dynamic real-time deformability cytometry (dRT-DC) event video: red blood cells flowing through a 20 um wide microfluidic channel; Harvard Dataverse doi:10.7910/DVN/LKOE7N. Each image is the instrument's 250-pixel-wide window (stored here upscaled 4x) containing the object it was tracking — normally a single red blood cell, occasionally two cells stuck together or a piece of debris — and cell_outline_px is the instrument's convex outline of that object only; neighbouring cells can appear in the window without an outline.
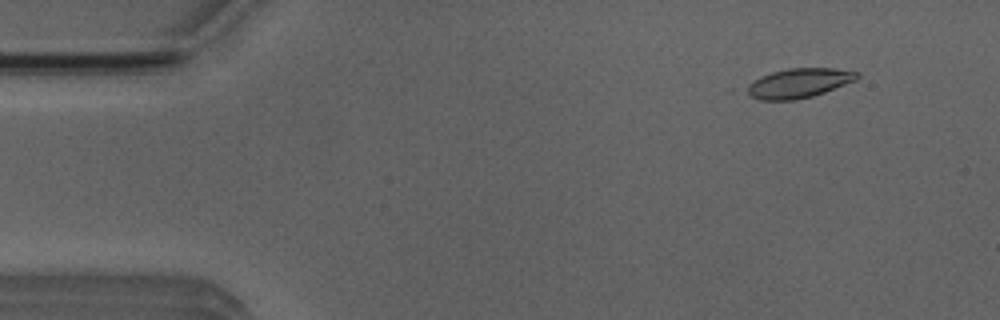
{"species": "Egyptian fruit bat (a non-hibernating species)", "species_latin": "Rousettus aegyptiacus", "temperature_condition": "room temperature", "stored_images_in_passage": 32, "camera_frame_rate_fps": 3000, "um_per_image_px": 0.085, "animal": {"sex": "male"}, "frame": {"image": 1, "passage_image": 5, "time_ms": 1.333, "image_size_px": [1000, 320], "cell_outline_px": [[860, 76], [856, 80], [824, 92], [812, 96], [796, 100], [760, 100], [752, 96], [740, 88], [760, 76], [772, 72], [788, 68], [832, 68], [860, 72]], "centroid_in_image_um": [67.85, 7.06], "position_along_channel_um": 17.2, "area_um2": 19.13}}
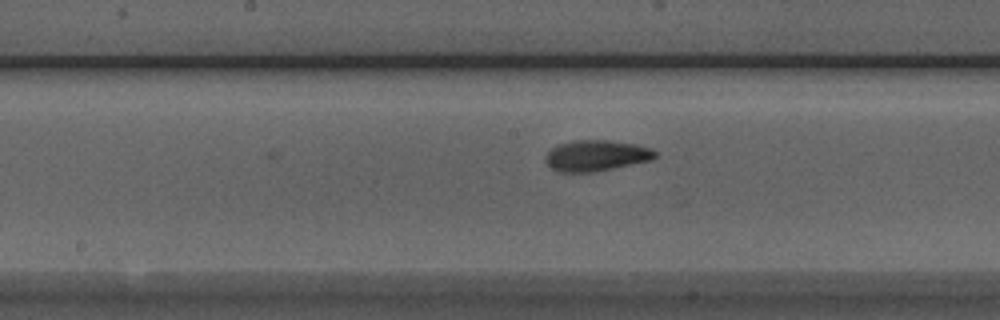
{"frame": {"image": 2, "passage_image": 26, "time_ms": 8.333, "image_size_px": [1000, 320], "cell_outline_px": [[656, 156], [652, 160], [596, 172], [560, 172], [552, 168], [544, 160], [544, 156], [552, 148], [560, 144], [572, 140], [608, 140], [636, 144], [652, 148], [656, 152]], "centroid_in_image_um": [50.69, 13.23], "position_along_channel_um": 197.5, "area_um2": 19.88}}
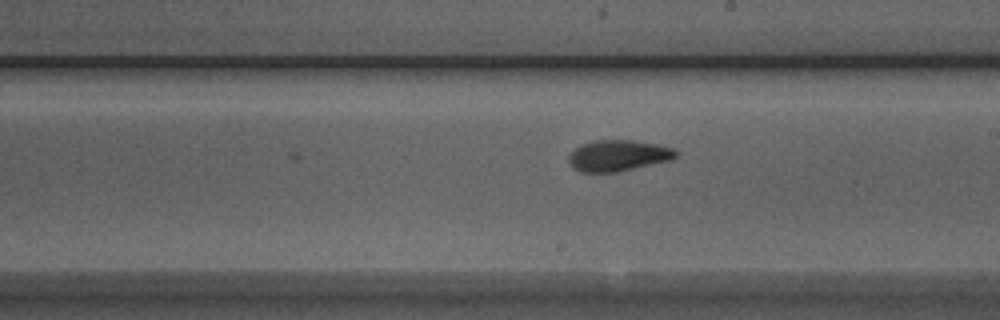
{"frame": {"image": 3, "passage_image": 29, "time_ms": 9.333, "image_size_px": [1000, 320], "cell_outline_px": [[680, 152], [672, 160], [616, 172], [580, 172], [572, 168], [568, 160], [568, 156], [580, 144], [592, 140], [636, 140], [660, 144], [676, 148]], "centroid_in_image_um": [52.58, 13.21], "position_along_channel_um": 236.4, "area_um2": 19.83}}